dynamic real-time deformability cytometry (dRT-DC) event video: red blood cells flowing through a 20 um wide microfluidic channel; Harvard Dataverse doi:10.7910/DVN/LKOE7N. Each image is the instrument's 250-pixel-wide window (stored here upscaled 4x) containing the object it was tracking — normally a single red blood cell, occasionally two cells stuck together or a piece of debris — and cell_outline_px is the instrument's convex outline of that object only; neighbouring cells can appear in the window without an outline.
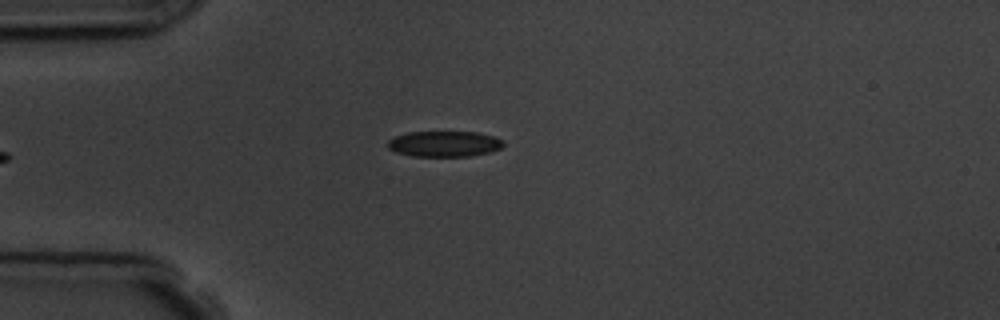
{"species": "common noctule bat (a hibernating species)", "species_latin": "Nyctalus noctula", "temperature_condition": "room temperature", "stored_images_in_passage": 3, "camera_frame_rate_fps": 3000, "um_per_image_px": 0.085, "animal": {"sex": "male", "body_mass_g": 19.5, "forearm_length_mm": 54.6}, "frame": {"image": 1, "passage_image": 3, "time_ms": 2.333, "image_size_px": [1000, 320], "cell_outline_px": [[504, 144], [500, 148], [492, 152], [468, 156], [412, 156], [396, 152], [388, 148], [388, 140], [396, 136], [408, 132], [476, 132], [496, 136], [504, 140]], "centroid_in_image_um": [37.8, 12.22], "position_along_channel_um": 47.2, "area_um2": 17.4}}